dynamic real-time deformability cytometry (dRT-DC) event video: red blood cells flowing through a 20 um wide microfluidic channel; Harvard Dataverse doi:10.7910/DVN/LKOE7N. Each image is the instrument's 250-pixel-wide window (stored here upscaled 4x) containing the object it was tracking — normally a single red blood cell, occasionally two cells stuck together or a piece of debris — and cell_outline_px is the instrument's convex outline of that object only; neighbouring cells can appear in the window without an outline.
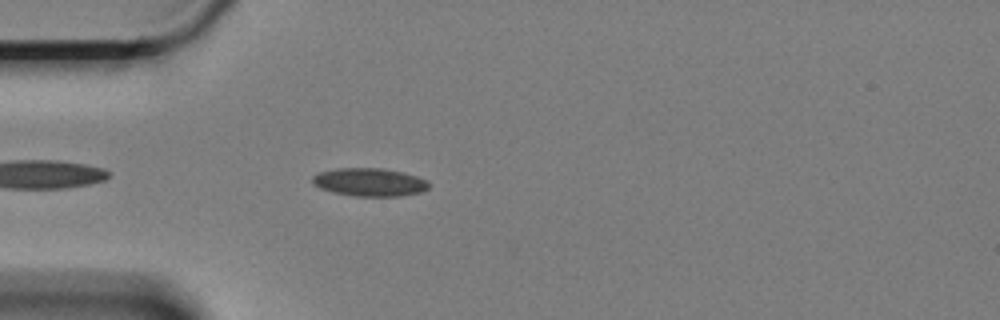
{"species": "Egyptian fruit bat (a non-hibernating species)", "species_latin": "Rousettus aegyptiacus", "temperature_condition": "cold", "stored_images_in_passage": 24, "camera_frame_rate_fps": 3000, "um_per_image_px": 0.085, "animal": {"sex": "female"}, "frame": {"image": 1, "passage_image": 4, "time_ms": 1.0, "image_size_px": [1000, 320], "cell_outline_px": [[428, 188], [420, 192], [400, 196], [356, 196], [332, 192], [320, 188], [312, 184], [312, 176], [320, 172], [336, 168], [384, 168], [404, 172], [428, 180]], "centroid_in_image_um": [31.4, 15.47], "position_along_channel_um": 53.6, "area_um2": 19.13}}
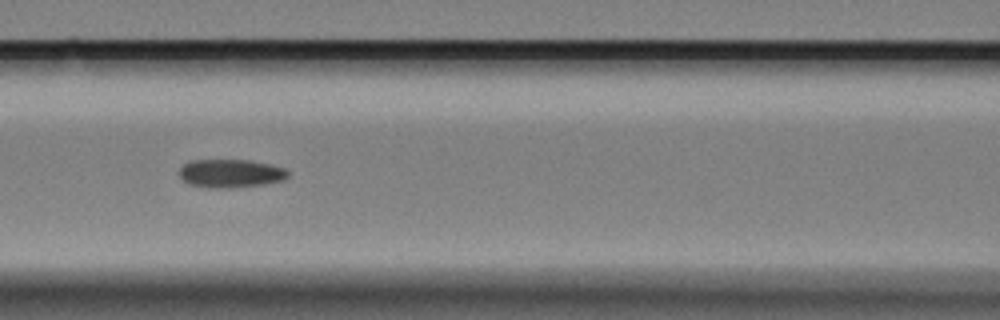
{"frame": {"image": 2, "passage_image": 13, "time_ms": 4.0, "image_size_px": [1000, 320], "cell_outline_px": [[288, 176], [284, 180], [264, 184], [232, 188], [208, 188], [188, 184], [180, 176], [180, 168], [184, 164], [192, 160], [248, 160], [268, 164], [284, 168], [288, 172]], "centroid_in_image_um": [19.59, 14.75], "position_along_channel_um": 147.0, "area_um2": 17.92}}
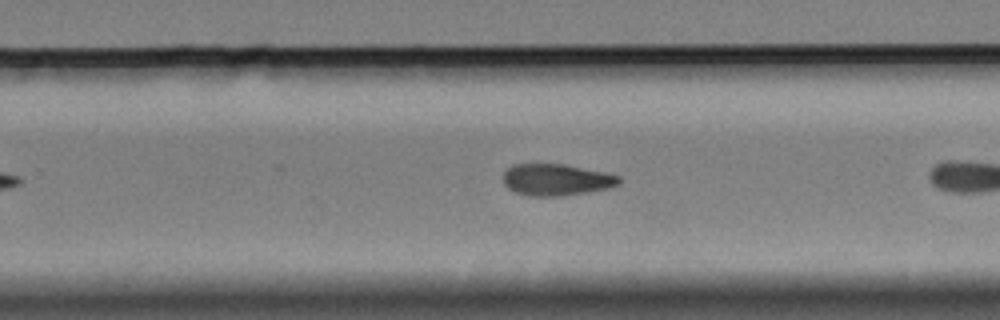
{"frame": {"image": 3, "passage_image": 22, "time_ms": 7.0, "image_size_px": [1000, 320], "cell_outline_px": [[620, 184], [608, 188], [560, 196], [528, 196], [516, 192], [508, 188], [504, 184], [504, 172], [512, 164], [564, 164], [604, 172], [620, 176]], "centroid_in_image_um": [47.27, 15.27], "position_along_channel_um": 282.5, "area_um2": 21.21}}